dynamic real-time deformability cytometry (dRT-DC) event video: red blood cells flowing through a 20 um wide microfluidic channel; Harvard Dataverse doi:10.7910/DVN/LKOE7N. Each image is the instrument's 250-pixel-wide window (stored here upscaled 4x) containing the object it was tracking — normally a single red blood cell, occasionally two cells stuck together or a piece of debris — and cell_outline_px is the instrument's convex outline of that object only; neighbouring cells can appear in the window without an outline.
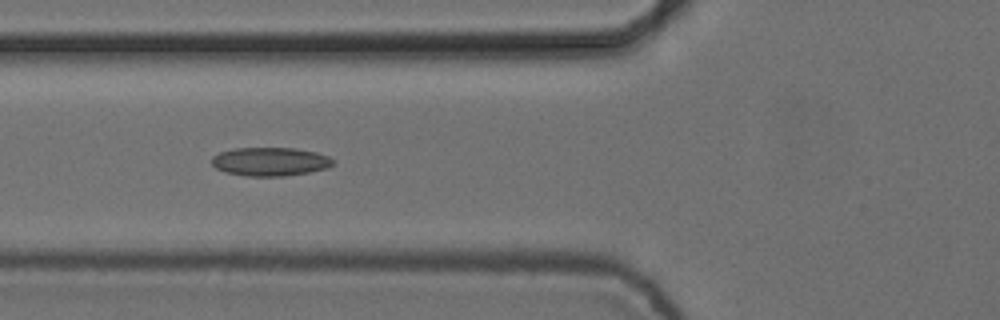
{"species": "common noctule bat (a hibernating species)", "species_latin": "Nyctalus noctula", "temperature_condition": "cold", "stored_images_in_passage": 5, "camera_frame_rate_fps": 3000, "um_per_image_px": 0.085, "animal": {"sex": "female", "body_mass_g": 24.6, "forearm_length_mm": 56.2}, "frame": {"image": 1, "passage_image": 4, "time_ms": 1.0, "image_size_px": [1000, 320], "cell_outline_px": [[336, 164], [328, 168], [308, 172], [284, 176], [244, 176], [224, 172], [216, 168], [212, 164], [212, 156], [220, 152], [232, 148], [296, 148], [316, 152], [328, 156], [336, 160]], "centroid_in_image_um": [22.99, 13.73], "position_along_channel_um": 102.8, "area_um2": 20.46}}
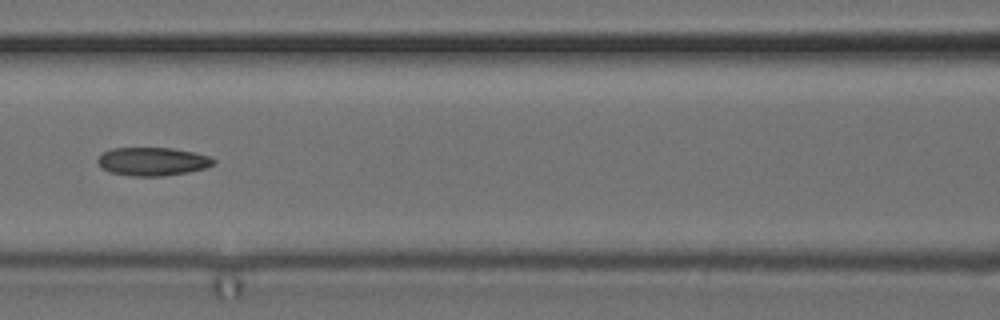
{"frame": {"image": 2, "passage_image": 5, "time_ms": 1.333, "image_size_px": [1000, 320], "cell_outline_px": [[216, 164], [204, 168], [188, 172], [164, 176], [132, 176], [112, 172], [104, 168], [96, 160], [104, 152], [112, 148], [172, 148], [196, 152], [208, 156], [216, 160]], "centroid_in_image_um": [13.02, 13.72], "position_along_channel_um": 153.6, "area_um2": 19.02}}